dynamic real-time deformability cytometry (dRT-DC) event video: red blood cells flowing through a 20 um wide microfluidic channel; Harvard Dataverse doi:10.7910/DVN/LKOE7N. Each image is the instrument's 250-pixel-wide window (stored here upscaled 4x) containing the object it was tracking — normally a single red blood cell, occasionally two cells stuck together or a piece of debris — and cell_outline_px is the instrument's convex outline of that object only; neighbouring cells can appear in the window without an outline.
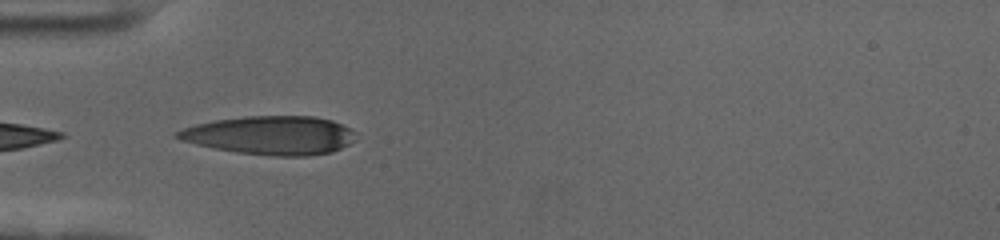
{"species": "human", "species_latin": "Homo sapiens", "temperature_condition": "cold", "stored_images_in_passage": 4, "camera_frame_rate_fps": 3000, "um_per_image_px": 0.085, "donor": {"sex": "female"}, "frame": {"image": 1, "passage_image": 1, "time_ms": 0.0, "image_size_px": [1000, 240], "cell_outline_px": [[352, 140], [348, 144], [332, 152], [308, 156], [272, 156], [240, 152], [216, 148], [196, 144], [180, 140], [172, 136], [176, 132], [184, 128], [196, 124], [216, 120], [244, 116], [316, 116], [332, 120], [348, 128], [352, 132]], "centroid_in_image_um": [22.95, 11.49], "position_along_channel_um": 62.0, "area_um2": 39.71}}
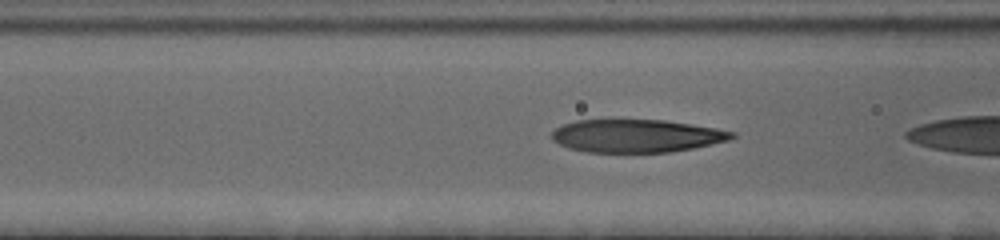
{"frame": {"image": 2, "passage_image": 3, "time_ms": 0.667, "image_size_px": [1000, 240], "cell_outline_px": [[736, 136], [728, 140], [712, 144], [692, 148], [668, 152], [588, 152], [568, 148], [552, 140], [552, 132], [556, 128], [564, 124], [576, 120], [664, 120], [692, 124], [716, 128], [736, 132]], "centroid_in_image_um": [54.11, 11.55], "position_along_channel_um": 112.5, "area_um2": 34.45}}